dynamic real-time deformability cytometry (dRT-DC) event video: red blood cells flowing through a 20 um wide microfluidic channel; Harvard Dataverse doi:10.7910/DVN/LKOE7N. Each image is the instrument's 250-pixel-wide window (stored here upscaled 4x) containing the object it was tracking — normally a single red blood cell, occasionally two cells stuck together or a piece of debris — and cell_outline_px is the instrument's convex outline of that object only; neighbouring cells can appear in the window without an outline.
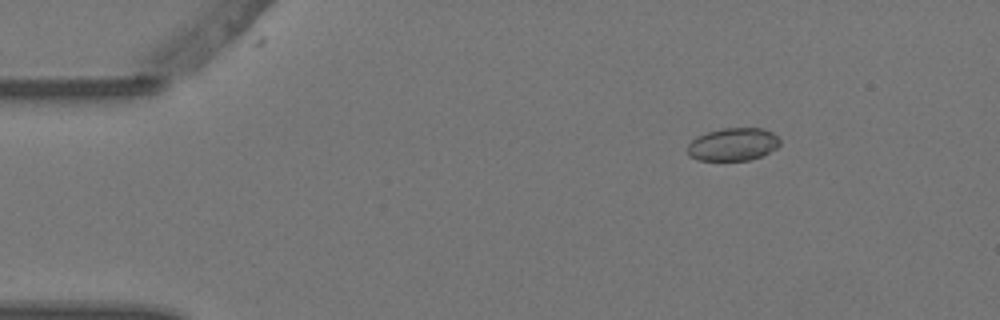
{"species": "Egyptian fruit bat (a non-hibernating species)", "species_latin": "Rousettus aegyptiacus", "temperature_condition": "warm", "stored_images_in_passage": 4, "camera_frame_rate_fps": 3000, "um_per_image_px": 0.085, "animal": {"sex": "female"}, "frame": {"image": 1, "passage_image": 1, "time_ms": 0.0, "image_size_px": [1000, 320], "cell_outline_px": [[780, 144], [776, 148], [764, 156], [748, 160], [696, 160], [688, 156], [688, 144], [696, 136], [720, 128], [764, 128], [772, 132], [780, 140]], "centroid_in_image_um": [62.31, 12.27], "position_along_channel_um": 22.7, "area_um2": 17.86}}
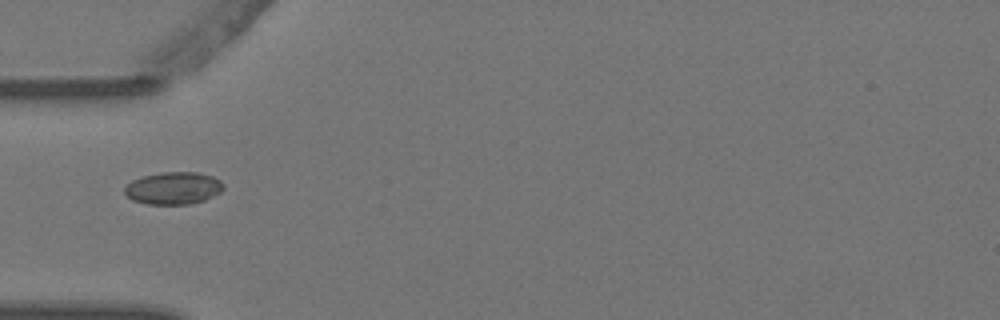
{"frame": {"image": 2, "passage_image": 4, "time_ms": 1.0, "image_size_px": [1000, 320], "cell_outline_px": [[224, 188], [220, 192], [204, 200], [188, 204], [144, 204], [132, 200], [124, 192], [124, 188], [132, 180], [144, 176], [160, 172], [196, 172], [212, 176], [220, 180], [224, 184]], "centroid_in_image_um": [14.73, 15.99], "position_along_channel_um": 70.3, "area_um2": 18.61}}